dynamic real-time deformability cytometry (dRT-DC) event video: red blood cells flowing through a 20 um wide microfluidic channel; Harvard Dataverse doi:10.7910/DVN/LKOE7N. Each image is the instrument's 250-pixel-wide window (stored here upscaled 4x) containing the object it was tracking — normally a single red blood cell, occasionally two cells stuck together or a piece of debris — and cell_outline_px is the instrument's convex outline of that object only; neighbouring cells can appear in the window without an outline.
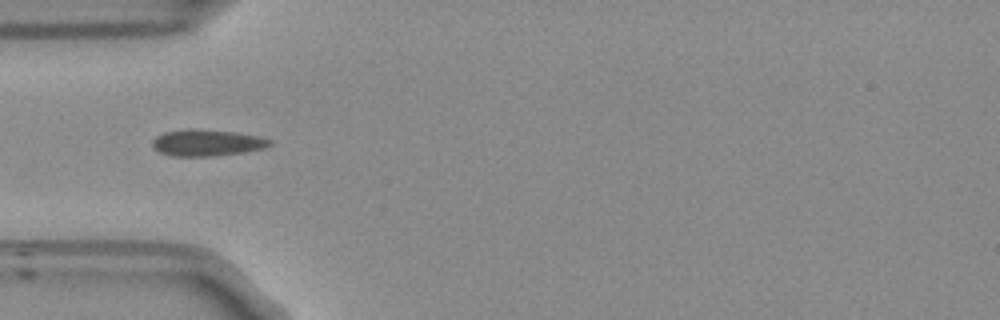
{"species": "Egyptian fruit bat (a non-hibernating species)", "species_latin": "Rousettus aegyptiacus", "temperature_condition": "room temperature", "stored_images_in_passage": 14, "camera_frame_rate_fps": 3000, "um_per_image_px": 0.085, "frame": {"image": 1, "passage_image": 1, "time_ms": 0.0, "image_size_px": [1000, 320], "cell_outline_px": [[272, 144], [264, 148], [240, 152], [212, 156], [172, 156], [160, 152], [152, 144], [152, 140], [156, 136], [164, 132], [188, 128], [192, 128], [236, 132], [260, 136], [272, 140]], "centroid_in_image_um": [17.59, 12.12], "position_along_channel_um": 67.4, "area_um2": 18.09}}